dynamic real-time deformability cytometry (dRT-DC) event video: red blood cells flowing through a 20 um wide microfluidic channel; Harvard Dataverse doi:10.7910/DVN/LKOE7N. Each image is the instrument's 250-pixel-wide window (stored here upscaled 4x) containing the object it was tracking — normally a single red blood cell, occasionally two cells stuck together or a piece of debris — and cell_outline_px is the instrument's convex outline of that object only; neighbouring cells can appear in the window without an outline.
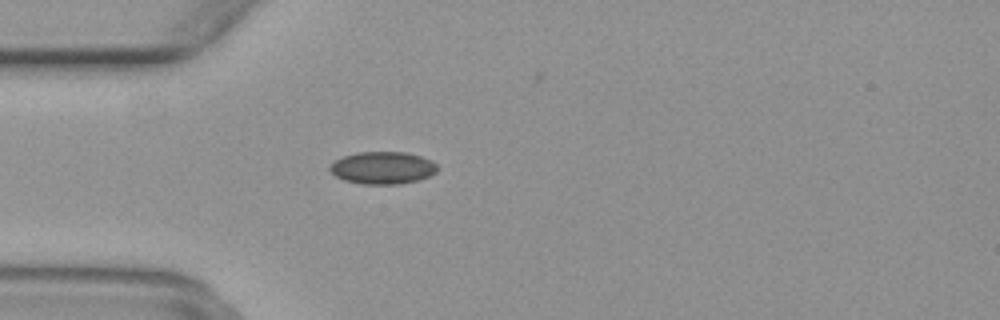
{"species": "common noctule bat (a hibernating species)", "species_latin": "Nyctalus noctula", "temperature_condition": "warm", "stored_images_in_passage": 51, "camera_frame_rate_fps": 3000, "um_per_image_px": 0.085, "animal": {"sex": "female", "body_mass_g": 29.2, "forearm_length_mm": 56.3}, "frame": {"image": 1, "passage_image": 15, "time_ms": 4.667, "image_size_px": [1000, 320], "cell_outline_px": [[440, 168], [436, 172], [420, 180], [400, 184], [364, 184], [344, 180], [336, 176], [328, 168], [336, 160], [344, 156], [356, 152], [408, 152], [432, 160]], "centroid_in_image_um": [32.57, 14.26], "position_along_channel_um": 52.4, "area_um2": 20.35}}
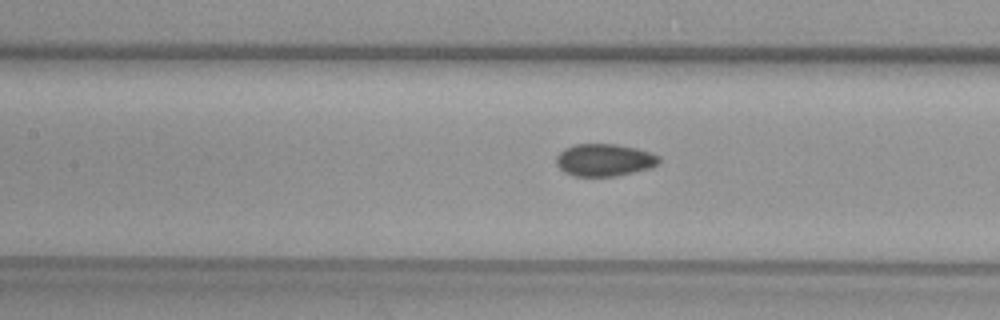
{"frame": {"image": 2, "passage_image": 23, "time_ms": 7.333, "image_size_px": [1000, 320], "cell_outline_px": [[660, 160], [656, 164], [648, 168], [616, 176], [572, 176], [564, 172], [556, 164], [556, 156], [564, 148], [576, 144], [616, 144], [636, 148], [660, 156]], "centroid_in_image_um": [51.32, 13.6], "position_along_channel_um": 156.1, "area_um2": 19.25}}
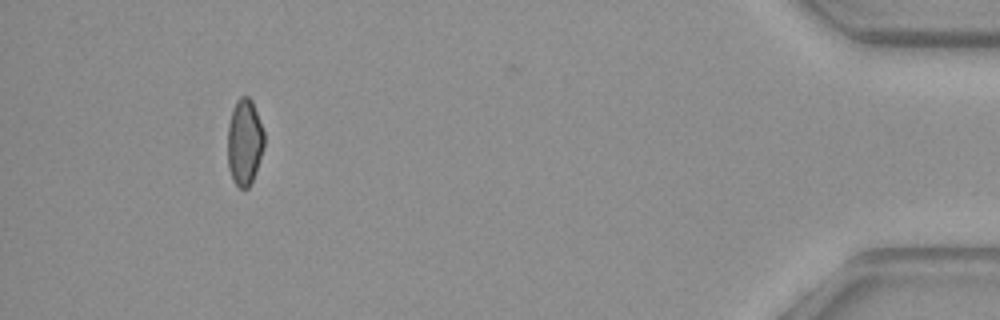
{"frame": {"image": 3, "passage_image": 47, "time_ms": 15.333, "image_size_px": [1000, 320], "cell_outline_px": [[264, 144], [252, 180], [248, 188], [240, 188], [232, 180], [228, 168], [228, 124], [232, 108], [236, 100], [240, 96], [248, 96], [252, 100], [264, 132]], "centroid_in_image_um": [20.76, 12.04], "position_along_channel_um": 414.4, "area_um2": 18.26}}